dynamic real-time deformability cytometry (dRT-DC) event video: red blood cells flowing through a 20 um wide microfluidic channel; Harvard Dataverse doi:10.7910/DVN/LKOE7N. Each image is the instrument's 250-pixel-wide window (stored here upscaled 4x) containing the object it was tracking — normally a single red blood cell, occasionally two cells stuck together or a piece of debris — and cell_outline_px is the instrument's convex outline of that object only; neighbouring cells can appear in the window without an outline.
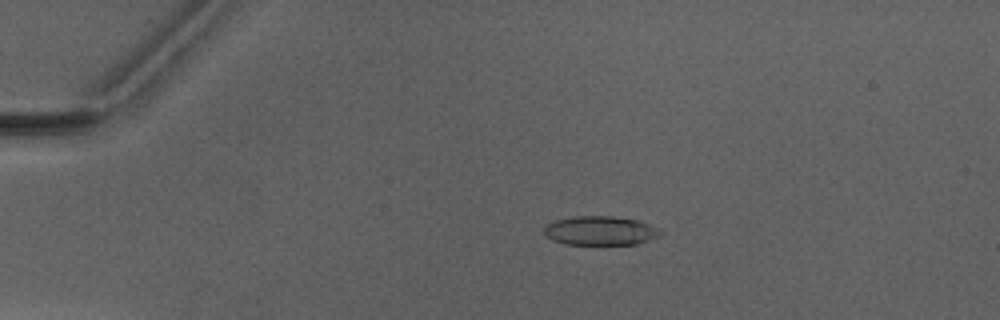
{"species": "Egyptian fruit bat (a non-hibernating species)", "species_latin": "Rousettus aegyptiacus", "temperature_condition": "warm", "stored_images_in_passage": 45, "camera_frame_rate_fps": 3000, "um_per_image_px": 0.085, "animal": {"sex": "male"}, "frame": {"image": 1, "passage_image": 5, "time_ms": 1.333, "image_size_px": [1000, 320], "cell_outline_px": [[664, 232], [648, 240], [636, 244], [568, 244], [552, 240], [544, 236], [544, 228], [548, 224], [556, 220], [576, 216], [612, 216], [636, 220], [660, 228]], "centroid_in_image_um": [51.02, 19.61], "position_along_channel_um": 34.0, "area_um2": 19.54}}
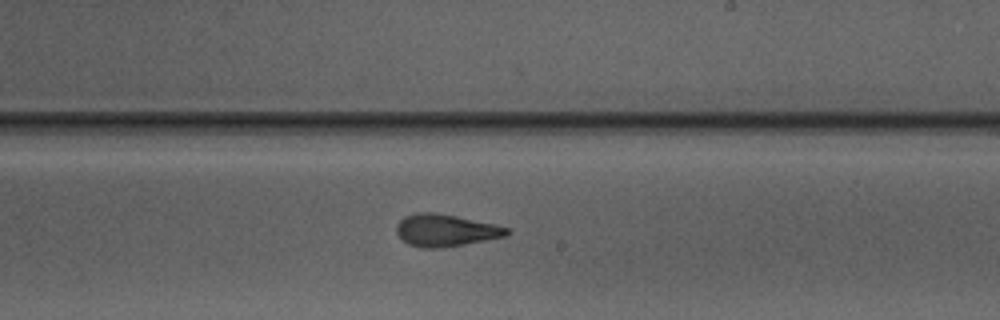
{"frame": {"image": 2, "passage_image": 25, "time_ms": 8.0, "image_size_px": [1000, 320], "cell_outline_px": [[512, 232], [504, 236], [444, 248], [420, 248], [408, 244], [396, 232], [396, 224], [404, 216], [416, 212], [432, 212], [492, 224], [508, 228]], "centroid_in_image_um": [37.81, 19.59], "position_along_channel_um": 251.2, "area_um2": 20.35}}
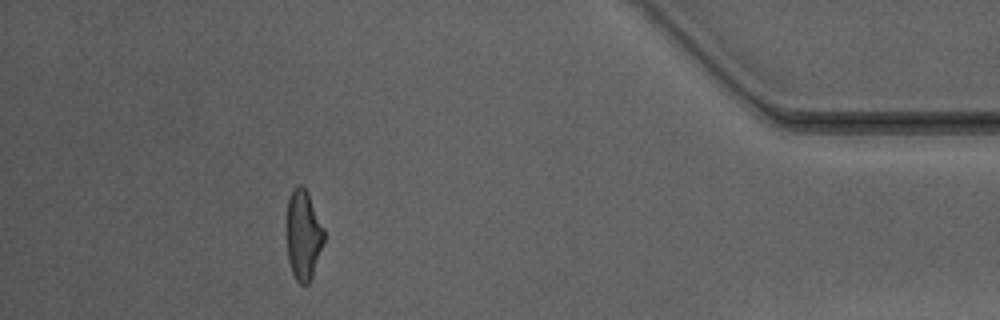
{"frame": {"image": 3, "passage_image": 40, "time_ms": 13.0, "image_size_px": [1000, 320], "cell_outline_px": [[324, 244], [312, 276], [308, 284], [300, 284], [296, 280], [292, 272], [288, 260], [288, 200], [292, 188], [296, 184], [300, 184], [308, 192], [324, 228]], "centroid_in_image_um": [25.81, 19.96], "position_along_channel_um": 409.4, "area_um2": 19.42}, "authors_computed_cell_mechanics": {"area_um2": 20.3456, "velocity_mm_per_s": 4.1334, "shape_relaxation_time_tau1_ms": 5.8779, "shape_relaxation_time_tau2_ms": 1.5841, "deformation_change_tau1": 0.1968, "deformation_change_tau2": 0.1017}}